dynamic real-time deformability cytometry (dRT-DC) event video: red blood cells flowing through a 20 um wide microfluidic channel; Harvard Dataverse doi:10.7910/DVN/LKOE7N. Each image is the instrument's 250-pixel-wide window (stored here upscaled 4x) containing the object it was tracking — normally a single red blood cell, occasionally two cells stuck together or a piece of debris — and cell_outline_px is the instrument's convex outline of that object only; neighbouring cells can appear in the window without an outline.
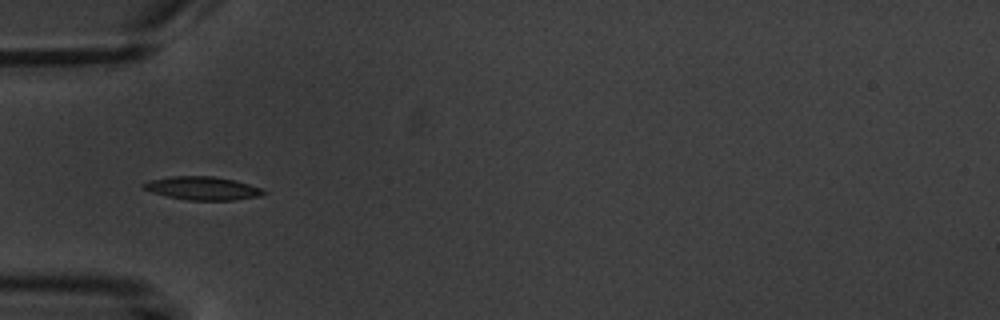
{"species": "common noctule bat (a hibernating species)", "species_latin": "Nyctalus noctula", "temperature_condition": "warm", "stored_images_in_passage": 14, "camera_frame_rate_fps": 3000, "um_per_image_px": 0.085, "animal": {"sex": "male", "body_mass_g": 20.1, "forearm_length_mm": 53.5}, "frame": {"image": 1, "passage_image": 5, "time_ms": 6.0, "image_size_px": [1000, 320], "cell_outline_px": [[268, 192], [260, 196], [232, 200], [188, 200], [168, 196], [152, 192], [144, 188], [140, 184], [148, 180], [172, 176], [212, 176], [236, 180], [260, 188]], "centroid_in_image_um": [17.2, 15.99], "position_along_channel_um": 67.8, "area_um2": 16.24}}
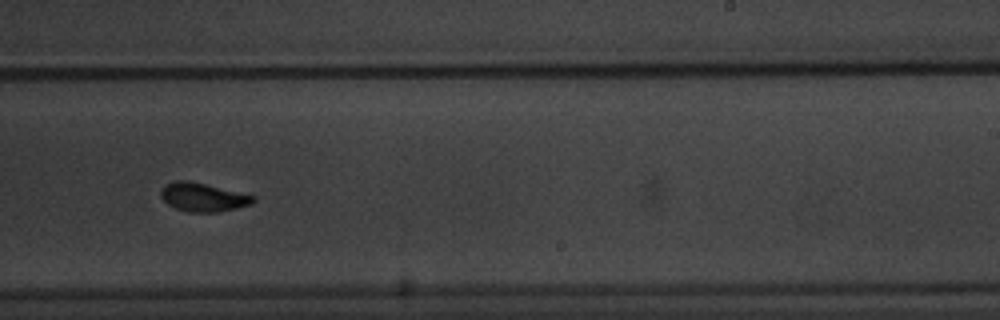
{"frame": {"image": 2, "passage_image": 10, "time_ms": 11.667, "image_size_px": [1000, 320], "cell_outline_px": [[256, 200], [252, 204], [236, 208], [216, 212], [188, 212], [176, 208], [168, 204], [160, 196], [160, 188], [164, 184], [176, 180], [188, 180], [256, 196]], "centroid_in_image_um": [17.23, 16.75], "position_along_channel_um": 271.8, "area_um2": 15.43}}
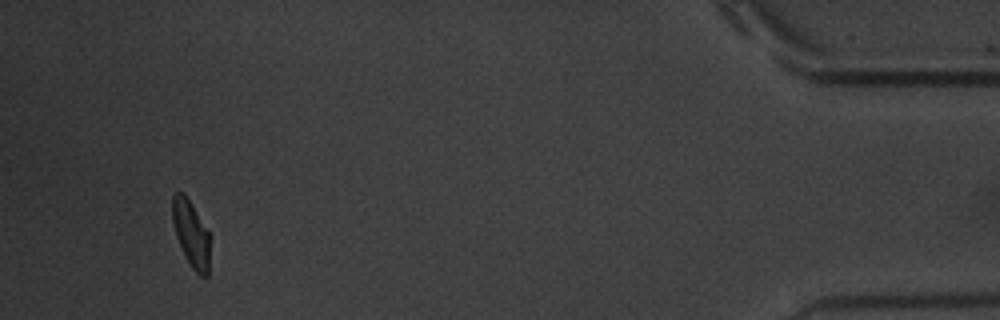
{"frame": {"image": 3, "passage_image": 14, "time_ms": 17.667, "image_size_px": [1000, 320], "cell_outline_px": [[208, 276], [200, 276], [192, 268], [176, 236], [172, 224], [172, 196], [176, 192], [184, 192], [208, 232]], "centroid_in_image_um": [16.2, 19.82], "position_along_channel_um": 419.0, "area_um2": 13.99}, "authors_computed_cell_mechanics": {"area_um2": 15.0858, "velocity_mm_per_s": 3.6003, "shape_relaxation_time_tau1_ms": 2.6143, "shape_relaxation_time_tau2_ms": 1.3471, "deformation_change_tau1": 0.12, "deformation_change_tau2": 0.0424}}